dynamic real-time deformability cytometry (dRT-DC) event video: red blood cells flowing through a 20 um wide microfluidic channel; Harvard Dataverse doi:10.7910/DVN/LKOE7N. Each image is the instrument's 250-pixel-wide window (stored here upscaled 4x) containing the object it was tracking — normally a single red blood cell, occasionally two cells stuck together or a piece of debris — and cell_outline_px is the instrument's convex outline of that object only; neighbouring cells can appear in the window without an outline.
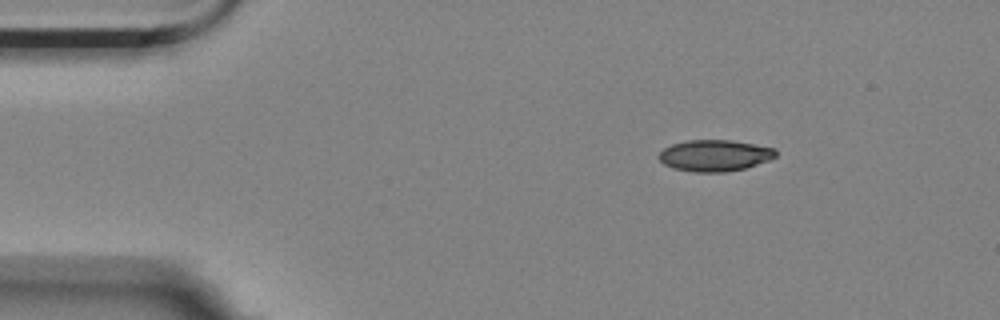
{"species": "Egyptian fruit bat (a non-hibernating species)", "species_latin": "Rousettus aegyptiacus", "temperature_condition": "room temperature", "stored_images_in_passage": 48, "camera_frame_rate_fps": 3000, "um_per_image_px": 0.085, "animal": {"sex": "female"}, "frame": {"image": 1, "passage_image": 1, "time_ms": 0.0, "image_size_px": [1000, 320], "cell_outline_px": [[776, 156], [768, 160], [744, 168], [728, 172], [692, 172], [672, 168], [664, 164], [656, 156], [664, 148], [672, 144], [688, 140], [732, 140], [776, 148]], "centroid_in_image_um": [60.72, 13.22], "position_along_channel_um": 24.3, "area_um2": 21.44}}
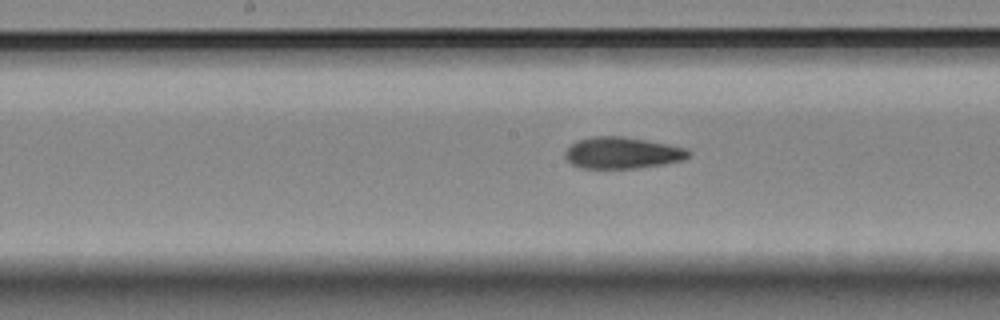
{"frame": {"image": 2, "passage_image": 21, "time_ms": 6.667, "image_size_px": [1000, 320], "cell_outline_px": [[692, 152], [688, 156], [680, 160], [664, 164], [636, 168], [584, 168], [572, 164], [564, 156], [564, 152], [576, 140], [592, 136], [624, 136], [668, 144], [688, 148]], "centroid_in_image_um": [52.89, 12.98], "position_along_channel_um": 195.3, "area_um2": 22.66}}
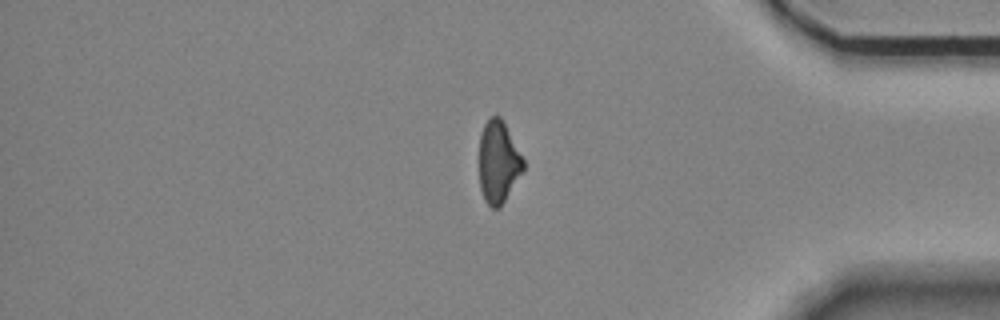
{"frame": {"image": 3, "passage_image": 40, "time_ms": 13.0, "image_size_px": [1000, 320], "cell_outline_px": [[524, 172], [500, 208], [492, 208], [484, 200], [480, 188], [480, 136], [484, 124], [492, 116], [500, 116], [524, 160]], "centroid_in_image_um": [42.37, 13.82], "position_along_channel_um": 392.8, "area_um2": 21.04}, "authors_computed_cell_mechanics": {"area_um2": 22.5998, "velocity_mm_per_s": 3.5175, "shape_relaxation_time_tau1_ms": 6.2882, "shape_relaxation_time_tau2_ms": 2.8123, "deformation_change_tau1": 0.1568, "deformation_change_tau2": 0.1004}}